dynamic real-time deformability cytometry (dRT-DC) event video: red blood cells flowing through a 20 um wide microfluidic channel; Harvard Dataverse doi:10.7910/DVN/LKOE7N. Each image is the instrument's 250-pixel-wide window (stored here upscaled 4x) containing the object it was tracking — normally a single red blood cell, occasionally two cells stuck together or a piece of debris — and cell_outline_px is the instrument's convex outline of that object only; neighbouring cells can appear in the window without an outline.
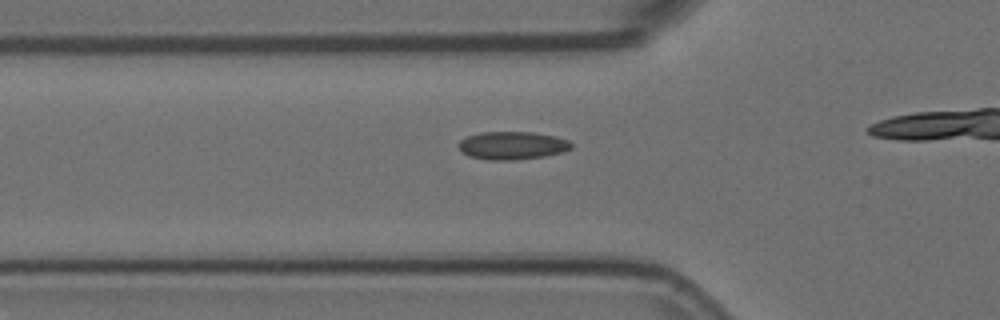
{"species": "Egyptian fruit bat (a non-hibernating species)", "species_latin": "Rousettus aegyptiacus", "temperature_condition": "room temperature", "stored_images_in_passage": 13, "camera_frame_rate_fps": 3000, "um_per_image_px": 0.085, "animal": {"sex": "female"}, "frame": {"image": 1, "passage_image": 8, "time_ms": 2.333, "image_size_px": [1000, 320], "cell_outline_px": [[572, 148], [564, 152], [544, 156], [516, 160], [488, 160], [468, 156], [460, 152], [460, 140], [468, 136], [480, 132], [532, 132], [556, 136], [568, 140], [572, 144]], "centroid_in_image_um": [43.55, 12.37], "position_along_channel_um": 82.2, "area_um2": 18.5}}
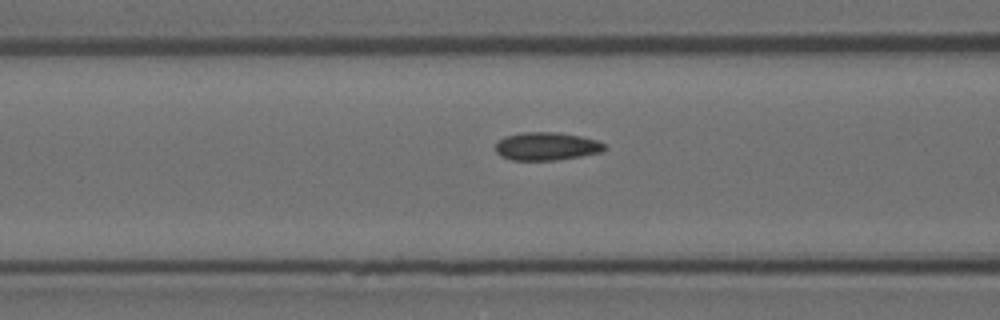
{"frame": {"image": 2, "passage_image": 11, "time_ms": 3.333, "image_size_px": [1000, 320], "cell_outline_px": [[604, 152], [556, 160], [512, 160], [500, 156], [496, 152], [496, 144], [504, 136], [524, 132], [556, 132], [580, 136], [596, 140], [604, 144]], "centroid_in_image_um": [46.44, 12.44], "position_along_channel_um": 120.2, "area_um2": 17.74}}